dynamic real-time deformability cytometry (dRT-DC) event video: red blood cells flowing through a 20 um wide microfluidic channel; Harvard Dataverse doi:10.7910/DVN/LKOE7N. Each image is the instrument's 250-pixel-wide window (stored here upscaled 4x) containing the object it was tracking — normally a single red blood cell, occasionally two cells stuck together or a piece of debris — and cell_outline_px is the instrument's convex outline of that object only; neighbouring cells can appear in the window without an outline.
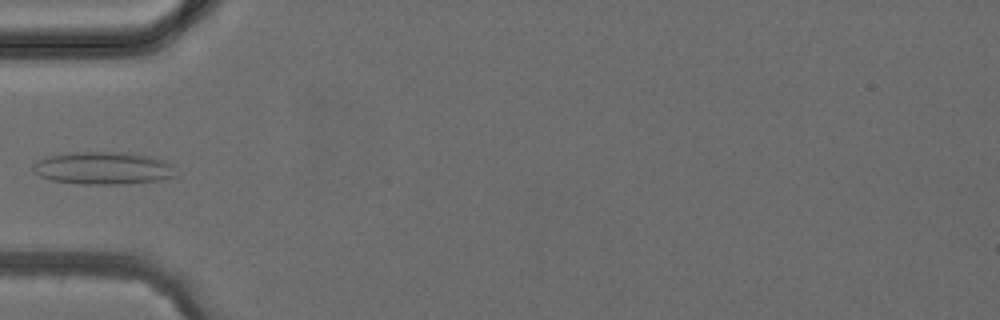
{"species": "common noctule bat (a hibernating species)", "species_latin": "Nyctalus noctula", "temperature_condition": "cold", "stored_images_in_passage": 5, "camera_frame_rate_fps": 3000, "um_per_image_px": 0.085, "animal": {"sex": "female", "body_mass_g": 24.6, "forearm_length_mm": 56.2}, "frame": {"image": 1, "passage_image": 5, "time_ms": 4.667, "image_size_px": [1000, 320], "cell_outline_px": [[176, 176], [160, 180], [124, 184], [80, 184], [52, 180], [40, 176], [32, 172], [32, 164], [48, 156], [68, 152], [132, 152], [164, 160], [172, 164]], "centroid_in_image_um": [8.76, 14.29], "position_along_channel_um": 76.2, "area_um2": 27.34}}